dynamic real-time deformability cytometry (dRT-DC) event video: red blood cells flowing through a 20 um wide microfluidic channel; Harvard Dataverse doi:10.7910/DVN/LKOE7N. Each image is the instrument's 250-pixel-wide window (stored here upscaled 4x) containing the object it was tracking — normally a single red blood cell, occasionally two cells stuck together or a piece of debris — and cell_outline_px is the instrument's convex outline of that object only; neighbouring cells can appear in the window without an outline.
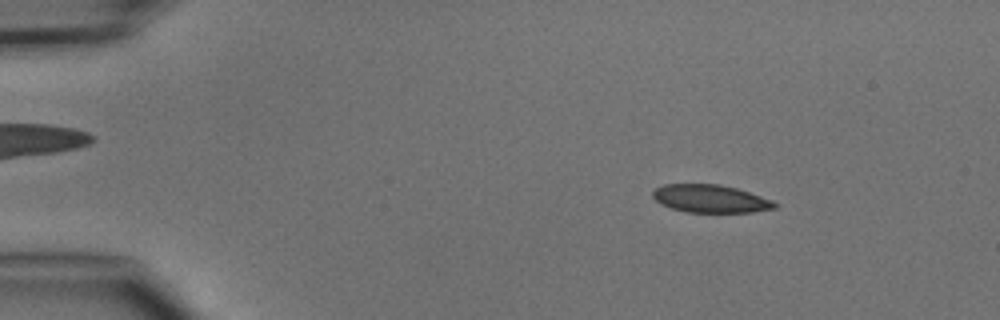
{"species": "common noctule bat (a hibernating species)", "species_latin": "Nyctalus noctula", "temperature_condition": "cold", "stored_images_in_passage": 3, "camera_frame_rate_fps": 3000, "um_per_image_px": 0.085, "animal": {"sex": "male", "body_mass_g": 15.6}, "frame": {"image": 1, "passage_image": 1, "time_ms": 0.0, "image_size_px": [1000, 320], "cell_outline_px": [[780, 204], [776, 208], [752, 212], [684, 212], [660, 204], [652, 196], [652, 192], [656, 188], [664, 184], [720, 184], [736, 188], [772, 200]], "centroid_in_image_um": [60.39, 16.89], "position_along_channel_um": 24.6, "area_um2": 19.83}}